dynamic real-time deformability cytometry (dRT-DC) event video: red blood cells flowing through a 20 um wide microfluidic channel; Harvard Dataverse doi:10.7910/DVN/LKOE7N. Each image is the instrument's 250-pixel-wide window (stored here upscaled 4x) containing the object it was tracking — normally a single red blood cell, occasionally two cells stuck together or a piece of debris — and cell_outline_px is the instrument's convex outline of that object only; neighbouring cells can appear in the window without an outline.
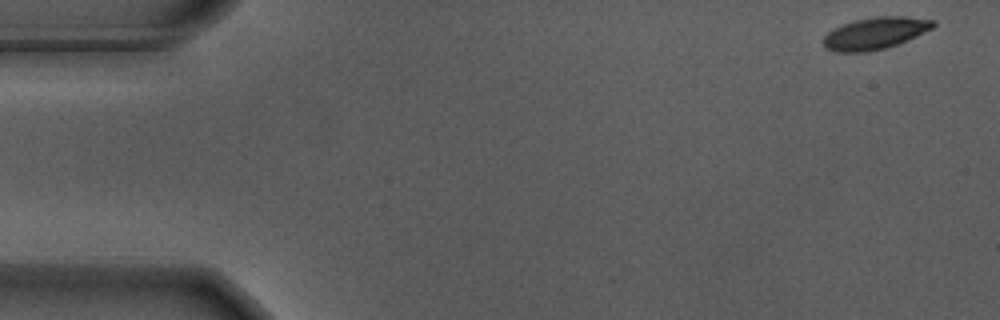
{"species": "Egyptian fruit bat (a non-hibernating species)", "species_latin": "Rousettus aegyptiacus", "temperature_condition": "warm", "stored_images_in_passage": 45, "camera_frame_rate_fps": 3000, "um_per_image_px": 0.085, "animal": {"sex": "male"}, "frame": {"image": 1, "passage_image": 1, "time_ms": 0.0, "image_size_px": [1000, 320], "cell_outline_px": [[936, 24], [932, 28], [896, 44], [884, 48], [868, 52], [840, 52], [824, 48], [824, 36], [832, 28], [856, 20], [872, 16], [904, 16], [936, 20]], "centroid_in_image_um": [74.36, 2.81], "position_along_channel_um": 10.6, "area_um2": 20.23}}
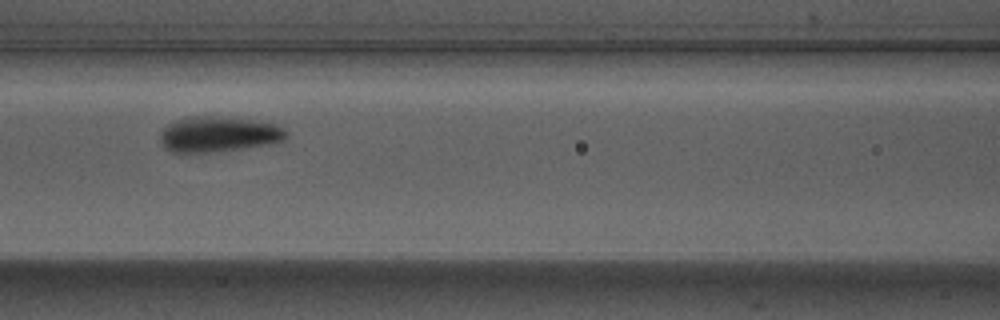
{"frame": {"image": 2, "passage_image": 17, "time_ms": 5.333, "image_size_px": [1000, 320], "cell_outline_px": [[288, 136], [284, 140], [268, 144], [244, 148], [208, 152], [172, 152], [160, 144], [160, 128], [184, 116], [212, 116], [248, 120], [276, 124], [284, 128], [288, 132]], "centroid_in_image_um": [18.53, 11.4], "position_along_channel_um": 148.1, "area_um2": 26.07}}
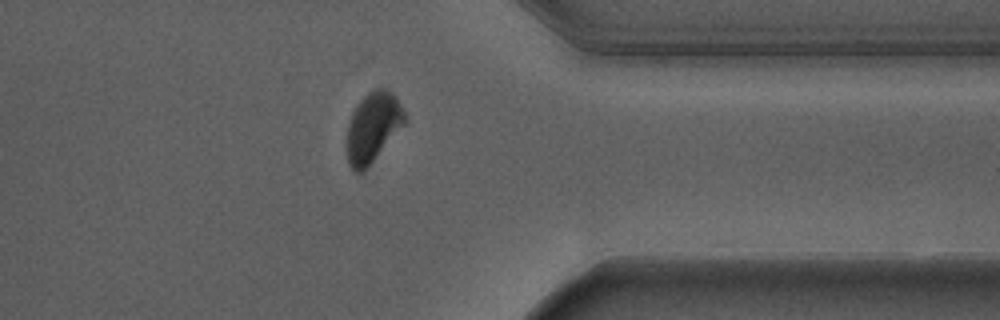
{"frame": {"image": 3, "passage_image": 37, "time_ms": 12.0, "image_size_px": [1000, 320], "cell_outline_px": [[408, 120], [364, 172], [356, 172], [348, 164], [344, 144], [348, 124], [352, 112], [356, 104], [372, 88], [384, 88], [392, 92], [400, 104]], "centroid_in_image_um": [31.66, 10.83], "position_along_channel_um": 379.7, "area_um2": 24.04}, "authors_computed_cell_mechanics": {"area_um2": 25.2586, "velocity_mm_per_s": 3.639, "shape_relaxation_time_tau1_ms": 3.5679, "shape_relaxation_time_tau2_ms": null, "deformation_change_tau1": 0.1644, "deformation_change_tau2": null}}